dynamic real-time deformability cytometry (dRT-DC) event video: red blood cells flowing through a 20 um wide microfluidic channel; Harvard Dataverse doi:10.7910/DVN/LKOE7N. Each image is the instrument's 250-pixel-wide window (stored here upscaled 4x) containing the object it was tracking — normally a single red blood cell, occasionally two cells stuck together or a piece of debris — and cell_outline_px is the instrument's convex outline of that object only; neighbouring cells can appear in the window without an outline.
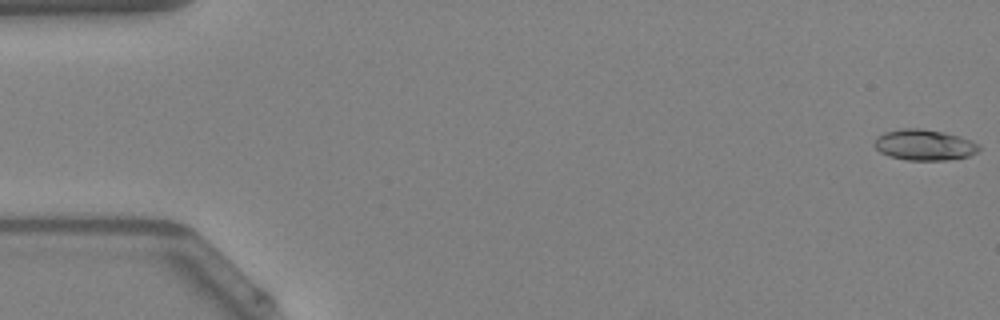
{"species": "Egyptian fruit bat (a non-hibernating species)", "species_latin": "Rousettus aegyptiacus", "temperature_condition": "warm", "stored_images_in_passage": 50, "camera_frame_rate_fps": 3000, "um_per_image_px": 0.085, "animal": {"sex": "female"}, "frame": {"image": 1, "passage_image": 1, "time_ms": 0.0, "image_size_px": [1000, 320], "cell_outline_px": [[980, 148], [976, 152], [968, 156], [944, 160], [908, 160], [892, 156], [880, 152], [872, 144], [884, 132], [904, 128], [920, 128], [940, 132], [972, 140], [980, 144]], "centroid_in_image_um": [78.57, 12.32], "position_along_channel_um": 6.4, "area_um2": 18.44}}
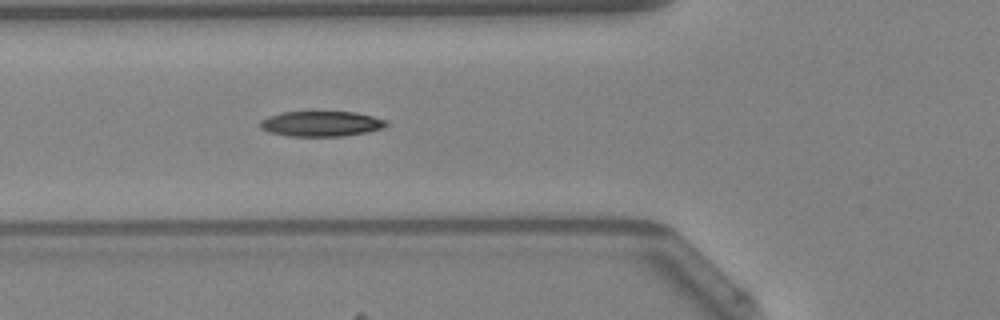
{"frame": {"image": 2, "passage_image": 19, "time_ms": 6.0, "image_size_px": [1000, 320], "cell_outline_px": [[388, 124], [380, 128], [368, 132], [344, 136], [288, 136], [268, 132], [260, 128], [260, 120], [268, 116], [280, 112], [312, 108], [356, 112], [388, 120]], "centroid_in_image_um": [27.25, 10.46], "position_along_channel_um": 98.5, "area_um2": 19.77}}
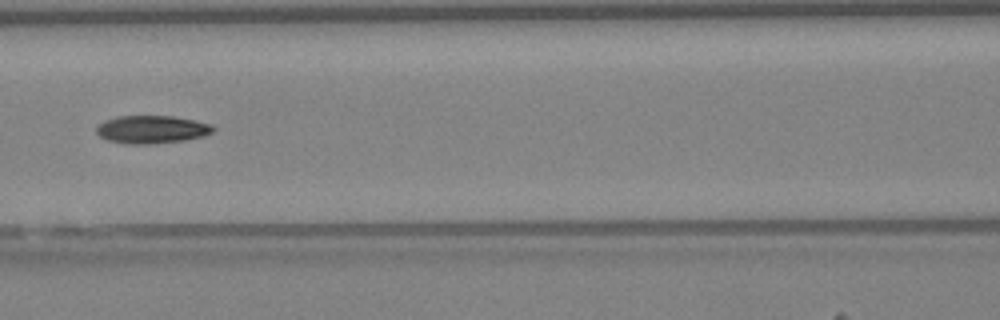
{"frame": {"image": 3, "passage_image": 23, "time_ms": 7.333, "image_size_px": [1000, 320], "cell_outline_px": [[216, 128], [212, 132], [204, 136], [184, 140], [152, 144], [124, 144], [108, 140], [100, 136], [96, 132], [96, 128], [100, 124], [116, 116], [172, 116], [212, 124]], "centroid_in_image_um": [12.92, 11.01], "position_along_channel_um": 153.7, "area_um2": 18.9}, "authors_computed_cell_mechanics": {"area_um2": 18.5249, "velocity_mm_per_s": 4.128, "shape_relaxation_time_tau1_ms": null, "shape_relaxation_time_tau2_ms": 6.2601, "deformation_change_tau1": null, "deformation_change_tau2": 0.1414}}